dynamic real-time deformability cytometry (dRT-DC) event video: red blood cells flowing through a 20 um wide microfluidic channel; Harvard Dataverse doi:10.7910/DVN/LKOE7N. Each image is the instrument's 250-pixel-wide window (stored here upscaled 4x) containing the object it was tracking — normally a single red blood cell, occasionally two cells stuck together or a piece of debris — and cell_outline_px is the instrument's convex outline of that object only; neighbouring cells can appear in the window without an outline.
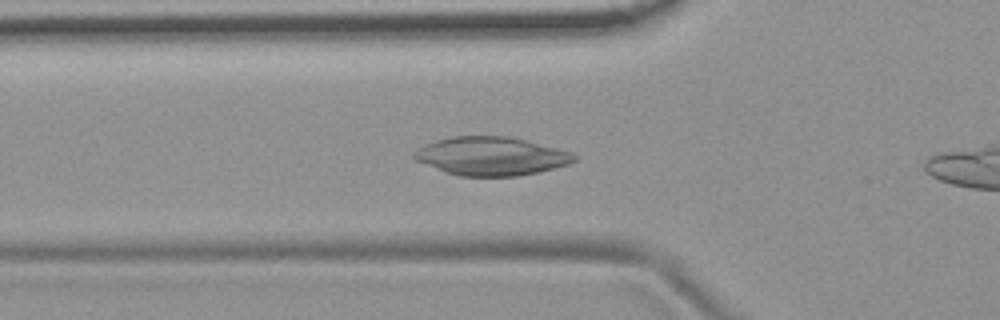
{"species": "common noctule bat (a hibernating species)", "species_latin": "Nyctalus noctula", "temperature_condition": "room temperature", "stored_images_in_passage": 40, "camera_frame_rate_fps": 3000, "um_per_image_px": 0.085, "animal": {"sex": "female", "body_mass_g": 19.9}, "frame": {"image": 1, "passage_image": 14, "time_ms": 4.333, "image_size_px": [1000, 320], "cell_outline_px": [[580, 156], [576, 160], [568, 164], [540, 172], [516, 176], [460, 176], [444, 172], [416, 160], [412, 156], [412, 152], [424, 144], [436, 140], [452, 136], [508, 136], [572, 152]], "centroid_in_image_um": [41.74, 13.27], "position_along_channel_um": 84.1, "area_um2": 35.95}}
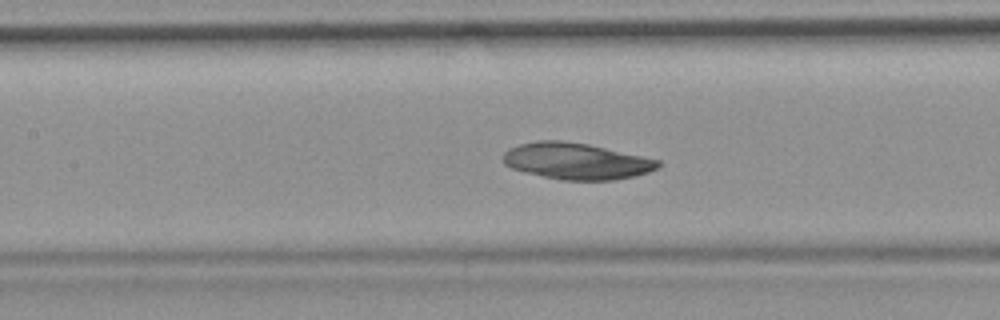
{"frame": {"image": 2, "passage_image": 20, "time_ms": 6.333, "image_size_px": [1000, 320], "cell_outline_px": [[660, 168], [636, 176], [612, 180], [560, 180], [524, 172], [512, 168], [504, 164], [504, 152], [508, 148], [520, 144], [536, 140], [560, 140], [588, 144], [660, 160]], "centroid_in_image_um": [48.99, 13.7], "position_along_channel_um": 158.4, "area_um2": 32.95}}
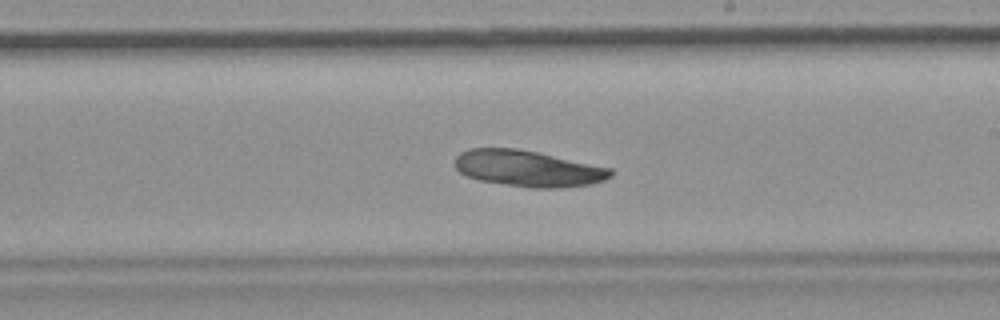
{"frame": {"image": 3, "passage_image": 27, "time_ms": 8.667, "image_size_px": [1000, 320], "cell_outline_px": [[612, 176], [604, 180], [592, 184], [560, 188], [532, 188], [480, 180], [468, 176], [460, 172], [456, 168], [456, 156], [460, 152], [468, 148], [516, 148], [536, 152], [612, 168]], "centroid_in_image_um": [44.89, 14.32], "position_along_channel_um": 244.1, "area_um2": 32.66}}